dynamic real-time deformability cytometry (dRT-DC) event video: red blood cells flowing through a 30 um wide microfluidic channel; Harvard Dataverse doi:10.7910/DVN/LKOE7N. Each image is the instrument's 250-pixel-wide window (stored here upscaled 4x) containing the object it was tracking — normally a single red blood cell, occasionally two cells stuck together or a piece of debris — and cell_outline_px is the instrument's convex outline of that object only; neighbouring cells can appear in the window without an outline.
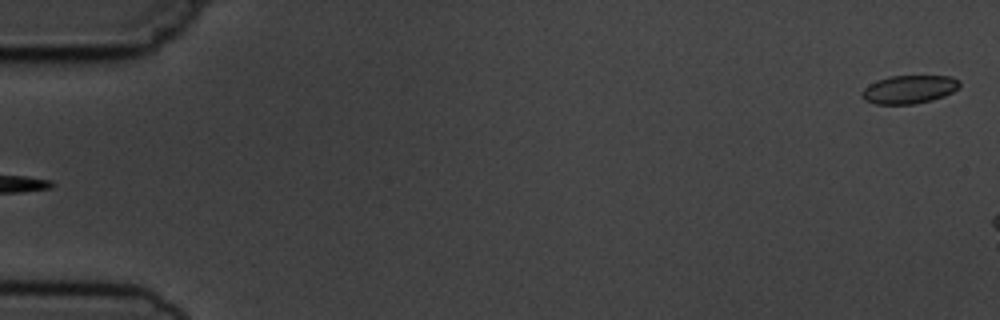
{"species": "common noctule bat (a hibernating species)", "species_latin": "Nyctalus noctula", "temperature_condition": "cold", "stored_images_in_passage": 5, "segment_of_instrument_passage": [2, 2], "camera_frame_rate_fps": 3000, "um_per_image_px": 0.085, "animal": {"sex": "male", "body_mass_g": 19.5, "forearm_length_mm": 54.6}, "frame": {"image": 1, "passage_image": 5, "time_ms": 4.667, "image_size_px": [1000, 320], "cell_outline_px": [[960, 84], [952, 92], [944, 96], [932, 100], [912, 104], [876, 104], [864, 100], [860, 96], [860, 92], [868, 84], [876, 80], [888, 76], [952, 76], [960, 80]], "centroid_in_image_um": [77.23, 7.59], "position_along_channel_um": 7.8, "area_um2": 16.24}}